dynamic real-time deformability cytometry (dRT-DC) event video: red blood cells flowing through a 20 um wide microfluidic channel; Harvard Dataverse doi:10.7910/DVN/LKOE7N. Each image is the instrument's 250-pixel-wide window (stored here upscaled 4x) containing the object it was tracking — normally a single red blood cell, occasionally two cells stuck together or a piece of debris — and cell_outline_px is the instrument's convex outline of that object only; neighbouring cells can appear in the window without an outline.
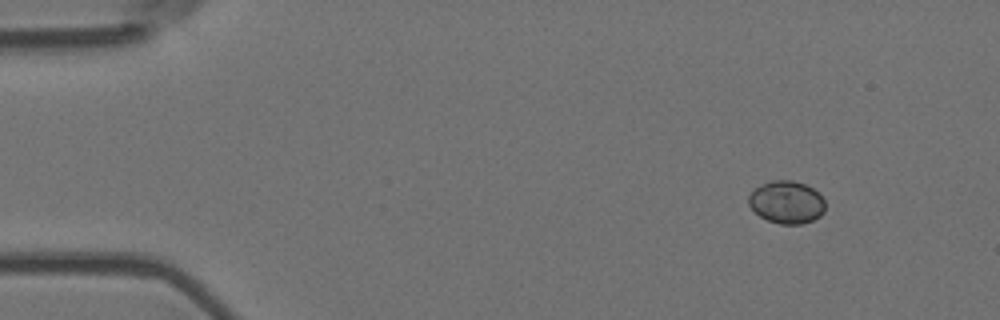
{"species": "Egyptian fruit bat (a non-hibernating species)", "species_latin": "Rousettus aegyptiacus", "temperature_condition": "room temperature", "stored_images_in_passage": 5, "camera_frame_rate_fps": 3000, "um_per_image_px": 0.085, "animal": {"sex": "female"}, "frame": {"image": 1, "passage_image": 1, "time_ms": 0.0, "image_size_px": [1000, 320], "cell_outline_px": [[824, 212], [820, 216], [812, 220], [800, 224], [780, 224], [768, 220], [760, 216], [748, 204], [748, 196], [756, 188], [772, 180], [792, 180], [804, 184], [812, 188], [824, 200]], "centroid_in_image_um": [66.86, 17.19], "position_along_channel_um": 18.1, "area_um2": 18.73}}
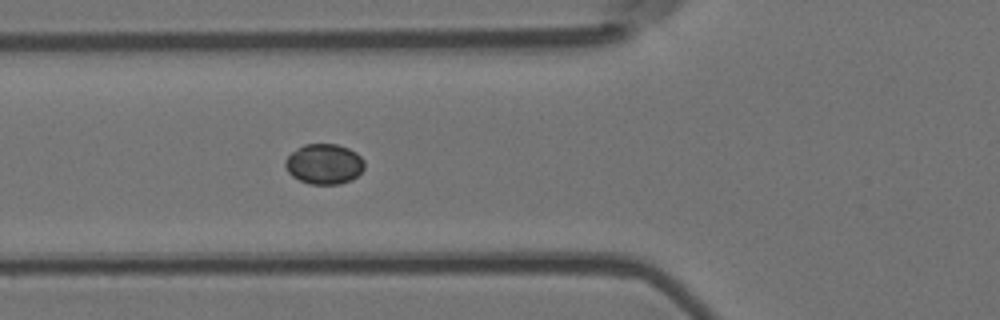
{"frame": {"image": 2, "passage_image": 5, "time_ms": 1.333, "image_size_px": [1000, 320], "cell_outline_px": [[364, 168], [352, 180], [340, 184], [308, 184], [292, 176], [288, 172], [284, 164], [284, 160], [296, 148], [304, 144], [336, 144], [348, 148], [356, 152], [364, 160]], "centroid_in_image_um": [27.54, 13.94], "position_along_channel_um": 98.3, "area_um2": 18.67}}